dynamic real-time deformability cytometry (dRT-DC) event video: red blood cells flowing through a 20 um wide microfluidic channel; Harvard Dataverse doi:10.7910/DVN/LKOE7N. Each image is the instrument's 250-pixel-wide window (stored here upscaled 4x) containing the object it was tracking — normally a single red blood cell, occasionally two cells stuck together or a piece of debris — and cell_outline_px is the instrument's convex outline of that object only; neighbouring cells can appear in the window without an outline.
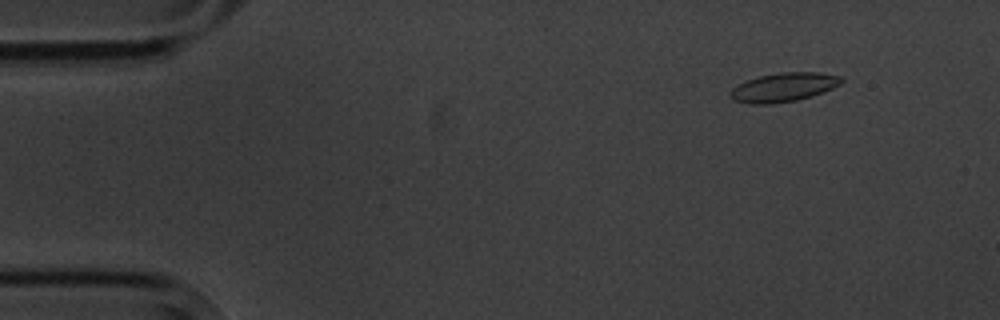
{"species": "common noctule bat (a hibernating species)", "species_latin": "Nyctalus noctula", "temperature_condition": "cold", "stored_images_in_passage": 6, "camera_frame_rate_fps": 3000, "um_per_image_px": 0.085, "animal": {"sex": "male", "body_mass_g": 20.1, "forearm_length_mm": 53.5}, "frame": {"image": 1, "passage_image": 2, "time_ms": 1.0, "image_size_px": [1000, 320], "cell_outline_px": [[844, 80], [840, 84], [824, 92], [812, 96], [796, 100], [772, 104], [748, 104], [732, 100], [728, 96], [728, 92], [732, 88], [744, 80], [760, 76], [780, 72], [820, 72], [840, 76]], "centroid_in_image_um": [66.56, 7.42], "position_along_channel_um": 18.4, "area_um2": 19.02}}
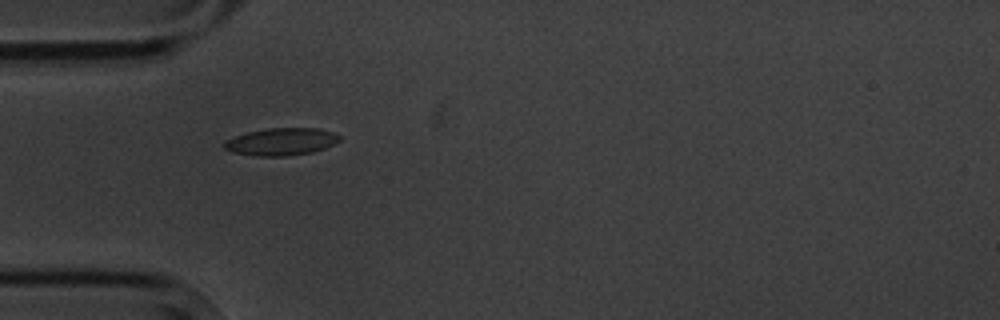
{"frame": {"image": 2, "passage_image": 5, "time_ms": 4.667, "image_size_px": [1000, 320], "cell_outline_px": [[340, 140], [324, 148], [312, 152], [288, 156], [252, 156], [232, 152], [224, 148], [220, 144], [224, 140], [248, 132], [268, 128], [320, 128], [332, 132], [340, 136]], "centroid_in_image_um": [23.85, 12.05], "position_along_channel_um": 61.1, "area_um2": 18.5}}
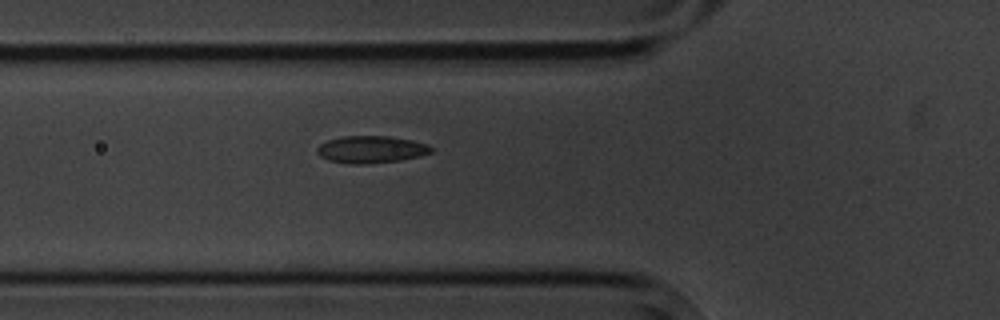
{"frame": {"image": 3, "passage_image": 6, "time_ms": 5.667, "image_size_px": [1000, 320], "cell_outline_px": [[432, 152], [420, 156], [400, 160], [368, 164], [348, 164], [328, 160], [320, 156], [316, 152], [316, 148], [320, 144], [328, 140], [340, 136], [388, 136], [412, 140], [428, 144], [432, 148]], "centroid_in_image_um": [31.52, 12.7], "position_along_channel_um": 94.3, "area_um2": 18.21}}